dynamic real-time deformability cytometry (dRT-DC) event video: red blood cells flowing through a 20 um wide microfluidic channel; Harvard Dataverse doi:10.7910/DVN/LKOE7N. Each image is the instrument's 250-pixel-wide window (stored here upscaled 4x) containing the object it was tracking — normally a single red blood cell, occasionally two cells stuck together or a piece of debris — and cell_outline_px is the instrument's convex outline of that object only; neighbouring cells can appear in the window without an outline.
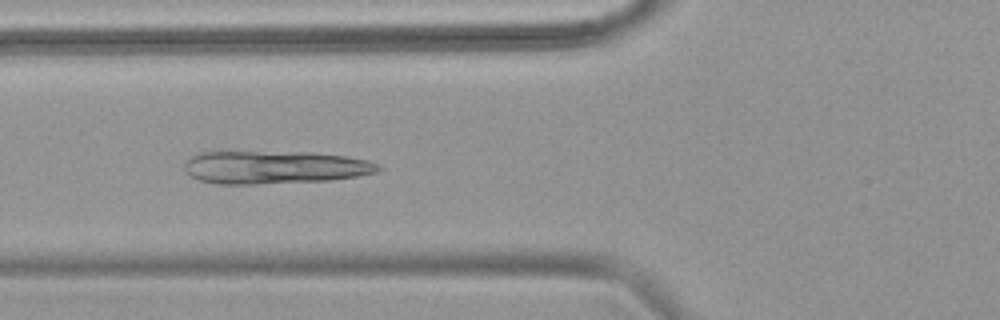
{"species": "common noctule bat (a hibernating species)", "species_latin": "Nyctalus noctula", "temperature_condition": "warm", "stored_images_in_passage": 52, "camera_frame_rate_fps": 3000, "um_per_image_px": 0.085, "animal": {"sex": "female", "body_mass_g": 18.4}, "frame": {"image": 1, "passage_image": 20, "time_ms": 6.333, "image_size_px": [1000, 320], "cell_outline_px": [[384, 168], [380, 172], [356, 176], [328, 180], [256, 184], [216, 184], [200, 180], [184, 172], [184, 160], [188, 156], [196, 152], [308, 152], [348, 156], [368, 160], [380, 164]], "centroid_in_image_um": [23.33, 14.21], "position_along_channel_um": 102.5, "area_um2": 37.69}}
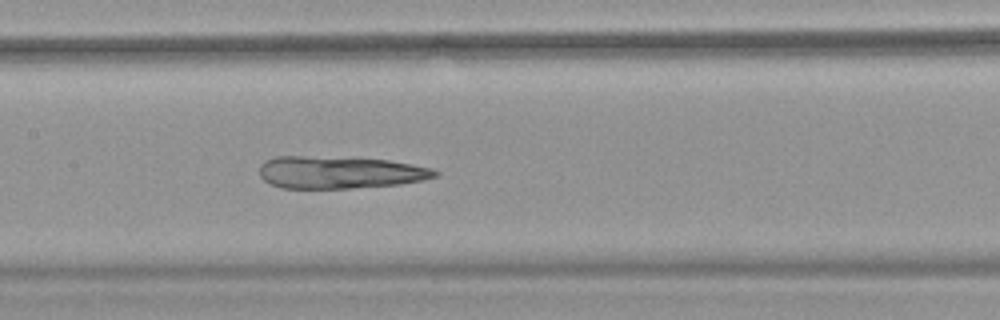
{"frame": {"image": 2, "passage_image": 26, "time_ms": 8.333, "image_size_px": [1000, 320], "cell_outline_px": [[440, 176], [424, 180], [400, 184], [352, 188], [280, 188], [264, 180], [260, 176], [260, 164], [264, 160], [276, 156], [304, 156], [388, 160], [412, 164], [432, 168], [440, 172]], "centroid_in_image_um": [28.9, 14.65], "position_along_channel_um": 178.5, "area_um2": 33.12}}
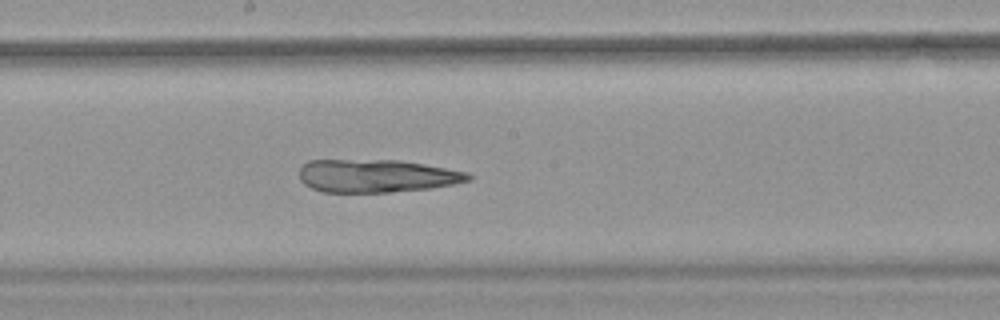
{"frame": {"image": 3, "passage_image": 29, "time_ms": 9.333, "image_size_px": [1000, 320], "cell_outline_px": [[472, 180], [452, 184], [428, 188], [388, 192], [324, 192], [312, 188], [304, 184], [300, 180], [300, 168], [308, 160], [400, 160], [424, 164], [468, 172], [472, 176]], "centroid_in_image_um": [32.0, 14.94], "position_along_channel_um": 216.2, "area_um2": 32.37}}